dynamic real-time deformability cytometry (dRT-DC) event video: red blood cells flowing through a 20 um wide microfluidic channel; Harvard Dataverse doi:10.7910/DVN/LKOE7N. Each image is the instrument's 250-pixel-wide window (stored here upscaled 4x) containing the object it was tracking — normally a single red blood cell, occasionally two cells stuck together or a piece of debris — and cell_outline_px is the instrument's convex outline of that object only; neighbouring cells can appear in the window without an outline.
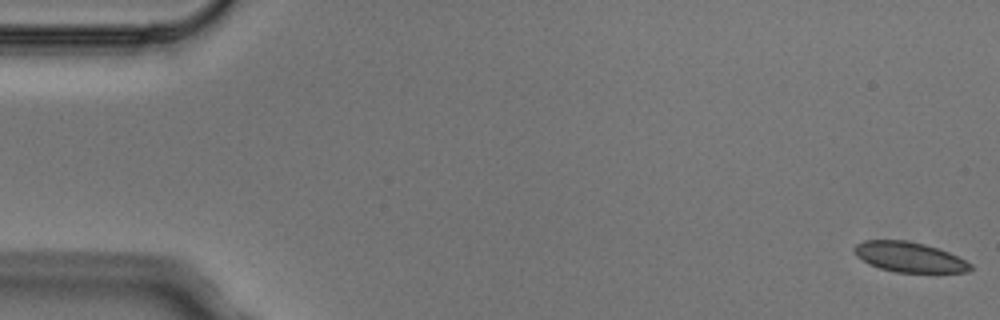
{"species": "Egyptian fruit bat (a non-hibernating species)", "species_latin": "Rousettus aegyptiacus", "temperature_condition": "cold", "stored_images_in_passage": 4, "camera_frame_rate_fps": 3000, "um_per_image_px": 0.085, "animal": {"sex": "male"}, "frame": {"image": 1, "passage_image": 1, "time_ms": 0.0, "image_size_px": [1000, 320], "cell_outline_px": [[972, 268], [968, 272], [896, 272], [880, 268], [856, 256], [852, 252], [852, 248], [856, 244], [864, 240], [908, 240], [924, 244], [948, 252], [972, 264]], "centroid_in_image_um": [77.26, 21.84], "position_along_channel_um": 7.7, "area_um2": 20.17}}